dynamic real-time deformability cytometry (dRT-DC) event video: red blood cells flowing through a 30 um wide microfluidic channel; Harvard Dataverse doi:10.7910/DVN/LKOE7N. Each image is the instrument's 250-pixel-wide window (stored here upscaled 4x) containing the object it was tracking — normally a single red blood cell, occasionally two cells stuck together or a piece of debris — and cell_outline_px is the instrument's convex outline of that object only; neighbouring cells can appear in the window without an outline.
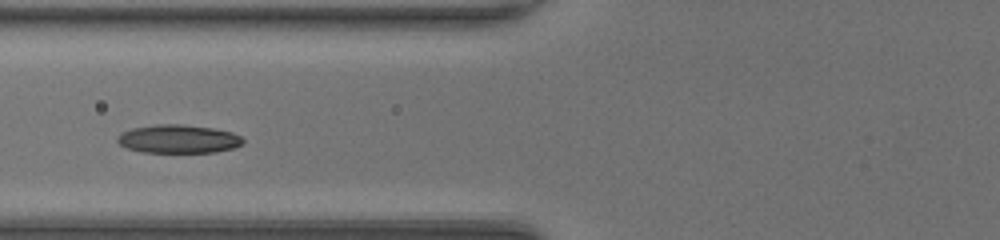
{"species": "common noctule bat (a hibernating species)", "species_latin": "Nyctalus noctula", "temperature_condition": "room temperature", "stored_images_in_passage": 16, "camera_frame_rate_fps": 3000, "um_per_image_px": 0.085, "animal": {"sex": "female", "body_mass_g": 20.0, "forearm_length_mm": 54.0}, "frame": {"image": 1, "passage_image": 7, "time_ms": 2.0, "image_size_px": [1000, 240], "cell_outline_px": [[244, 144], [232, 148], [216, 152], [144, 152], [128, 148], [120, 144], [116, 140], [116, 136], [120, 132], [132, 128], [156, 124], [180, 124], [212, 128], [232, 132], [240, 136], [244, 140]], "centroid_in_image_um": [15.15, 11.8], "position_along_channel_um": 110.7, "area_um2": 20.81}}
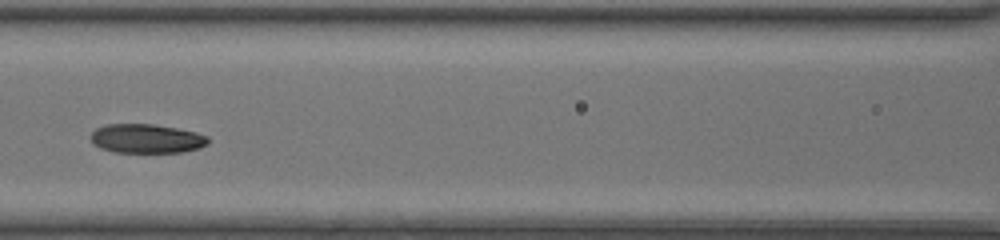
{"frame": {"image": 2, "passage_image": 10, "time_ms": 3.0, "image_size_px": [1000, 240], "cell_outline_px": [[208, 144], [200, 148], [180, 152], [112, 152], [100, 148], [92, 144], [88, 136], [96, 128], [108, 124], [152, 124], [176, 128], [196, 132], [208, 136]], "centroid_in_image_um": [12.41, 11.78], "position_along_channel_um": 154.2, "area_um2": 20.06}}